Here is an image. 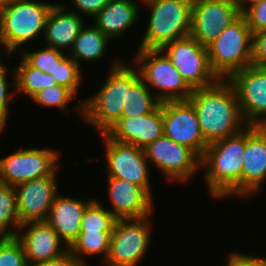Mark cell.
Returning a JSON list of instances; mask_svg holds the SVG:
<instances>
[{
  "instance_id": "12",
  "label": "cell",
  "mask_w": 266,
  "mask_h": 266,
  "mask_svg": "<svg viewBox=\"0 0 266 266\" xmlns=\"http://www.w3.org/2000/svg\"><path fill=\"white\" fill-rule=\"evenodd\" d=\"M164 135L203 157L208 144L204 140L196 109L189 100L163 102Z\"/></svg>"
},
{
  "instance_id": "5",
  "label": "cell",
  "mask_w": 266,
  "mask_h": 266,
  "mask_svg": "<svg viewBox=\"0 0 266 266\" xmlns=\"http://www.w3.org/2000/svg\"><path fill=\"white\" fill-rule=\"evenodd\" d=\"M53 5L40 1L15 0L0 7V44L5 46L7 55L45 30Z\"/></svg>"
},
{
  "instance_id": "17",
  "label": "cell",
  "mask_w": 266,
  "mask_h": 266,
  "mask_svg": "<svg viewBox=\"0 0 266 266\" xmlns=\"http://www.w3.org/2000/svg\"><path fill=\"white\" fill-rule=\"evenodd\" d=\"M106 134L118 142L145 148L164 134L163 102L150 114L136 117H121L111 126Z\"/></svg>"
},
{
  "instance_id": "28",
  "label": "cell",
  "mask_w": 266,
  "mask_h": 266,
  "mask_svg": "<svg viewBox=\"0 0 266 266\" xmlns=\"http://www.w3.org/2000/svg\"><path fill=\"white\" fill-rule=\"evenodd\" d=\"M20 227L17 213L16 189L0 182V232L6 237H15L17 232L8 230L10 224Z\"/></svg>"
},
{
  "instance_id": "42",
  "label": "cell",
  "mask_w": 266,
  "mask_h": 266,
  "mask_svg": "<svg viewBox=\"0 0 266 266\" xmlns=\"http://www.w3.org/2000/svg\"><path fill=\"white\" fill-rule=\"evenodd\" d=\"M6 236H4L1 232H0V243L3 241V239L5 238Z\"/></svg>"
},
{
  "instance_id": "27",
  "label": "cell",
  "mask_w": 266,
  "mask_h": 266,
  "mask_svg": "<svg viewBox=\"0 0 266 266\" xmlns=\"http://www.w3.org/2000/svg\"><path fill=\"white\" fill-rule=\"evenodd\" d=\"M111 236L112 232H80L78 238L68 249L84 266L86 264L80 254L103 253L105 262L110 250Z\"/></svg>"
},
{
  "instance_id": "7",
  "label": "cell",
  "mask_w": 266,
  "mask_h": 266,
  "mask_svg": "<svg viewBox=\"0 0 266 266\" xmlns=\"http://www.w3.org/2000/svg\"><path fill=\"white\" fill-rule=\"evenodd\" d=\"M163 54L160 49H139L135 59L143 64L138 69L140 77L148 87L152 85L161 90V94L156 95L161 102L188 100L194 89Z\"/></svg>"
},
{
  "instance_id": "32",
  "label": "cell",
  "mask_w": 266,
  "mask_h": 266,
  "mask_svg": "<svg viewBox=\"0 0 266 266\" xmlns=\"http://www.w3.org/2000/svg\"><path fill=\"white\" fill-rule=\"evenodd\" d=\"M64 56L60 50L52 47L37 52H26L22 55L31 66L51 75H54L57 61H60Z\"/></svg>"
},
{
  "instance_id": "2",
  "label": "cell",
  "mask_w": 266,
  "mask_h": 266,
  "mask_svg": "<svg viewBox=\"0 0 266 266\" xmlns=\"http://www.w3.org/2000/svg\"><path fill=\"white\" fill-rule=\"evenodd\" d=\"M244 130L208 145L201 158V165L207 167L205 174L207 186L215 197L222 199L232 194L242 196L246 127Z\"/></svg>"
},
{
  "instance_id": "31",
  "label": "cell",
  "mask_w": 266,
  "mask_h": 266,
  "mask_svg": "<svg viewBox=\"0 0 266 266\" xmlns=\"http://www.w3.org/2000/svg\"><path fill=\"white\" fill-rule=\"evenodd\" d=\"M75 94L68 88L55 85L34 94L31 98L42 106H55L62 110H67V103L73 99Z\"/></svg>"
},
{
  "instance_id": "23",
  "label": "cell",
  "mask_w": 266,
  "mask_h": 266,
  "mask_svg": "<svg viewBox=\"0 0 266 266\" xmlns=\"http://www.w3.org/2000/svg\"><path fill=\"white\" fill-rule=\"evenodd\" d=\"M139 7L131 0H110L95 17V26L108 38L118 37L139 17Z\"/></svg>"
},
{
  "instance_id": "37",
  "label": "cell",
  "mask_w": 266,
  "mask_h": 266,
  "mask_svg": "<svg viewBox=\"0 0 266 266\" xmlns=\"http://www.w3.org/2000/svg\"><path fill=\"white\" fill-rule=\"evenodd\" d=\"M75 5L76 10L90 16L98 14L110 0H70Z\"/></svg>"
},
{
  "instance_id": "36",
  "label": "cell",
  "mask_w": 266,
  "mask_h": 266,
  "mask_svg": "<svg viewBox=\"0 0 266 266\" xmlns=\"http://www.w3.org/2000/svg\"><path fill=\"white\" fill-rule=\"evenodd\" d=\"M6 73V67L0 62V131L5 127L8 116V103L12 99V96H9L7 93L9 87L7 85Z\"/></svg>"
},
{
  "instance_id": "10",
  "label": "cell",
  "mask_w": 266,
  "mask_h": 266,
  "mask_svg": "<svg viewBox=\"0 0 266 266\" xmlns=\"http://www.w3.org/2000/svg\"><path fill=\"white\" fill-rule=\"evenodd\" d=\"M241 15L237 0H193L189 35L207 48Z\"/></svg>"
},
{
  "instance_id": "15",
  "label": "cell",
  "mask_w": 266,
  "mask_h": 266,
  "mask_svg": "<svg viewBox=\"0 0 266 266\" xmlns=\"http://www.w3.org/2000/svg\"><path fill=\"white\" fill-rule=\"evenodd\" d=\"M143 149L146 158L172 180L186 181L201 165V158L193 150L164 134Z\"/></svg>"
},
{
  "instance_id": "13",
  "label": "cell",
  "mask_w": 266,
  "mask_h": 266,
  "mask_svg": "<svg viewBox=\"0 0 266 266\" xmlns=\"http://www.w3.org/2000/svg\"><path fill=\"white\" fill-rule=\"evenodd\" d=\"M101 135L104 137L106 146L107 176L136 184L152 197L148 159L144 149L133 144L118 142L111 139L106 133Z\"/></svg>"
},
{
  "instance_id": "19",
  "label": "cell",
  "mask_w": 266,
  "mask_h": 266,
  "mask_svg": "<svg viewBox=\"0 0 266 266\" xmlns=\"http://www.w3.org/2000/svg\"><path fill=\"white\" fill-rule=\"evenodd\" d=\"M110 212L117 219L149 217L153 211L152 197L140 186L124 179L108 177Z\"/></svg>"
},
{
  "instance_id": "39",
  "label": "cell",
  "mask_w": 266,
  "mask_h": 266,
  "mask_svg": "<svg viewBox=\"0 0 266 266\" xmlns=\"http://www.w3.org/2000/svg\"><path fill=\"white\" fill-rule=\"evenodd\" d=\"M30 266H84L69 249L61 256Z\"/></svg>"
},
{
  "instance_id": "16",
  "label": "cell",
  "mask_w": 266,
  "mask_h": 266,
  "mask_svg": "<svg viewBox=\"0 0 266 266\" xmlns=\"http://www.w3.org/2000/svg\"><path fill=\"white\" fill-rule=\"evenodd\" d=\"M56 173L29 180L15 187L17 213L21 224L45 221L57 197Z\"/></svg>"
},
{
  "instance_id": "11",
  "label": "cell",
  "mask_w": 266,
  "mask_h": 266,
  "mask_svg": "<svg viewBox=\"0 0 266 266\" xmlns=\"http://www.w3.org/2000/svg\"><path fill=\"white\" fill-rule=\"evenodd\" d=\"M58 153L45 149H22L0 159V182L16 187L29 180L55 174Z\"/></svg>"
},
{
  "instance_id": "41",
  "label": "cell",
  "mask_w": 266,
  "mask_h": 266,
  "mask_svg": "<svg viewBox=\"0 0 266 266\" xmlns=\"http://www.w3.org/2000/svg\"><path fill=\"white\" fill-rule=\"evenodd\" d=\"M15 0H0V7L10 4L11 2H13Z\"/></svg>"
},
{
  "instance_id": "1",
  "label": "cell",
  "mask_w": 266,
  "mask_h": 266,
  "mask_svg": "<svg viewBox=\"0 0 266 266\" xmlns=\"http://www.w3.org/2000/svg\"><path fill=\"white\" fill-rule=\"evenodd\" d=\"M188 100L196 109L208 145L235 135L242 131L241 125H248L242 116L236 90L228 79L195 88Z\"/></svg>"
},
{
  "instance_id": "38",
  "label": "cell",
  "mask_w": 266,
  "mask_h": 266,
  "mask_svg": "<svg viewBox=\"0 0 266 266\" xmlns=\"http://www.w3.org/2000/svg\"><path fill=\"white\" fill-rule=\"evenodd\" d=\"M227 260L228 263L225 266H264L266 264V258H256L240 253L231 254Z\"/></svg>"
},
{
  "instance_id": "33",
  "label": "cell",
  "mask_w": 266,
  "mask_h": 266,
  "mask_svg": "<svg viewBox=\"0 0 266 266\" xmlns=\"http://www.w3.org/2000/svg\"><path fill=\"white\" fill-rule=\"evenodd\" d=\"M0 266H29L21 242L5 237L0 243Z\"/></svg>"
},
{
  "instance_id": "9",
  "label": "cell",
  "mask_w": 266,
  "mask_h": 266,
  "mask_svg": "<svg viewBox=\"0 0 266 266\" xmlns=\"http://www.w3.org/2000/svg\"><path fill=\"white\" fill-rule=\"evenodd\" d=\"M147 218L116 220L105 260L109 266H135L142 259L150 241Z\"/></svg>"
},
{
  "instance_id": "29",
  "label": "cell",
  "mask_w": 266,
  "mask_h": 266,
  "mask_svg": "<svg viewBox=\"0 0 266 266\" xmlns=\"http://www.w3.org/2000/svg\"><path fill=\"white\" fill-rule=\"evenodd\" d=\"M97 200L85 209L80 232H112L117 218Z\"/></svg>"
},
{
  "instance_id": "3",
  "label": "cell",
  "mask_w": 266,
  "mask_h": 266,
  "mask_svg": "<svg viewBox=\"0 0 266 266\" xmlns=\"http://www.w3.org/2000/svg\"><path fill=\"white\" fill-rule=\"evenodd\" d=\"M114 63L103 87L79 106L83 120L99 128L101 134L121 118L127 90L140 77L139 71L119 61Z\"/></svg>"
},
{
  "instance_id": "22",
  "label": "cell",
  "mask_w": 266,
  "mask_h": 266,
  "mask_svg": "<svg viewBox=\"0 0 266 266\" xmlns=\"http://www.w3.org/2000/svg\"><path fill=\"white\" fill-rule=\"evenodd\" d=\"M62 4H54L48 14L45 30V40L48 47L55 49H72L74 41L84 27L81 15L76 12H66Z\"/></svg>"
},
{
  "instance_id": "30",
  "label": "cell",
  "mask_w": 266,
  "mask_h": 266,
  "mask_svg": "<svg viewBox=\"0 0 266 266\" xmlns=\"http://www.w3.org/2000/svg\"><path fill=\"white\" fill-rule=\"evenodd\" d=\"M81 75L79 64L74 59L69 58L68 55H65L60 61H57L54 75L52 76L58 85L64 86L76 94L79 84H81Z\"/></svg>"
},
{
  "instance_id": "14",
  "label": "cell",
  "mask_w": 266,
  "mask_h": 266,
  "mask_svg": "<svg viewBox=\"0 0 266 266\" xmlns=\"http://www.w3.org/2000/svg\"><path fill=\"white\" fill-rule=\"evenodd\" d=\"M228 80L236 90L245 122L266 126V68L251 64Z\"/></svg>"
},
{
  "instance_id": "35",
  "label": "cell",
  "mask_w": 266,
  "mask_h": 266,
  "mask_svg": "<svg viewBox=\"0 0 266 266\" xmlns=\"http://www.w3.org/2000/svg\"><path fill=\"white\" fill-rule=\"evenodd\" d=\"M252 65L266 68V30L253 33Z\"/></svg>"
},
{
  "instance_id": "18",
  "label": "cell",
  "mask_w": 266,
  "mask_h": 266,
  "mask_svg": "<svg viewBox=\"0 0 266 266\" xmlns=\"http://www.w3.org/2000/svg\"><path fill=\"white\" fill-rule=\"evenodd\" d=\"M266 178V126H246L243 155L242 196L257 193Z\"/></svg>"
},
{
  "instance_id": "26",
  "label": "cell",
  "mask_w": 266,
  "mask_h": 266,
  "mask_svg": "<svg viewBox=\"0 0 266 266\" xmlns=\"http://www.w3.org/2000/svg\"><path fill=\"white\" fill-rule=\"evenodd\" d=\"M16 80L11 84L16 86L18 92H25L30 98L44 88L58 85L49 73L40 71L31 66L23 57L21 64L14 68Z\"/></svg>"
},
{
  "instance_id": "34",
  "label": "cell",
  "mask_w": 266,
  "mask_h": 266,
  "mask_svg": "<svg viewBox=\"0 0 266 266\" xmlns=\"http://www.w3.org/2000/svg\"><path fill=\"white\" fill-rule=\"evenodd\" d=\"M242 15L253 33L266 30V0L249 7Z\"/></svg>"
},
{
  "instance_id": "20",
  "label": "cell",
  "mask_w": 266,
  "mask_h": 266,
  "mask_svg": "<svg viewBox=\"0 0 266 266\" xmlns=\"http://www.w3.org/2000/svg\"><path fill=\"white\" fill-rule=\"evenodd\" d=\"M27 226L28 230L22 236L17 233L15 237L22 244L29 266L61 256L68 250L66 247L60 249L61 239L46 221L27 222L18 229Z\"/></svg>"
},
{
  "instance_id": "25",
  "label": "cell",
  "mask_w": 266,
  "mask_h": 266,
  "mask_svg": "<svg viewBox=\"0 0 266 266\" xmlns=\"http://www.w3.org/2000/svg\"><path fill=\"white\" fill-rule=\"evenodd\" d=\"M150 93L149 87L139 77L127 90L126 105H123L121 117L144 116L154 112L161 101Z\"/></svg>"
},
{
  "instance_id": "4",
  "label": "cell",
  "mask_w": 266,
  "mask_h": 266,
  "mask_svg": "<svg viewBox=\"0 0 266 266\" xmlns=\"http://www.w3.org/2000/svg\"><path fill=\"white\" fill-rule=\"evenodd\" d=\"M252 46L253 32L241 15L207 47L212 71L219 79H229L235 72L250 66Z\"/></svg>"
},
{
  "instance_id": "8",
  "label": "cell",
  "mask_w": 266,
  "mask_h": 266,
  "mask_svg": "<svg viewBox=\"0 0 266 266\" xmlns=\"http://www.w3.org/2000/svg\"><path fill=\"white\" fill-rule=\"evenodd\" d=\"M165 51L173 66L193 88L213 85L219 78L212 71L208 50L190 35L165 44Z\"/></svg>"
},
{
  "instance_id": "40",
  "label": "cell",
  "mask_w": 266,
  "mask_h": 266,
  "mask_svg": "<svg viewBox=\"0 0 266 266\" xmlns=\"http://www.w3.org/2000/svg\"><path fill=\"white\" fill-rule=\"evenodd\" d=\"M264 0H237L238 7L241 14H243L249 7L254 6L257 3L263 2ZM247 3L250 5L247 6Z\"/></svg>"
},
{
  "instance_id": "21",
  "label": "cell",
  "mask_w": 266,
  "mask_h": 266,
  "mask_svg": "<svg viewBox=\"0 0 266 266\" xmlns=\"http://www.w3.org/2000/svg\"><path fill=\"white\" fill-rule=\"evenodd\" d=\"M92 201L93 199L84 202L57 195L50 207L45 221L58 233L59 238L67 244V248L78 238L85 209Z\"/></svg>"
},
{
  "instance_id": "24",
  "label": "cell",
  "mask_w": 266,
  "mask_h": 266,
  "mask_svg": "<svg viewBox=\"0 0 266 266\" xmlns=\"http://www.w3.org/2000/svg\"><path fill=\"white\" fill-rule=\"evenodd\" d=\"M109 39L94 25L91 27H83L76 37L72 52V59L78 64L79 60L92 61L98 60L105 54Z\"/></svg>"
},
{
  "instance_id": "6",
  "label": "cell",
  "mask_w": 266,
  "mask_h": 266,
  "mask_svg": "<svg viewBox=\"0 0 266 266\" xmlns=\"http://www.w3.org/2000/svg\"><path fill=\"white\" fill-rule=\"evenodd\" d=\"M152 9L139 49H161L190 34L193 0H142Z\"/></svg>"
}]
</instances>
